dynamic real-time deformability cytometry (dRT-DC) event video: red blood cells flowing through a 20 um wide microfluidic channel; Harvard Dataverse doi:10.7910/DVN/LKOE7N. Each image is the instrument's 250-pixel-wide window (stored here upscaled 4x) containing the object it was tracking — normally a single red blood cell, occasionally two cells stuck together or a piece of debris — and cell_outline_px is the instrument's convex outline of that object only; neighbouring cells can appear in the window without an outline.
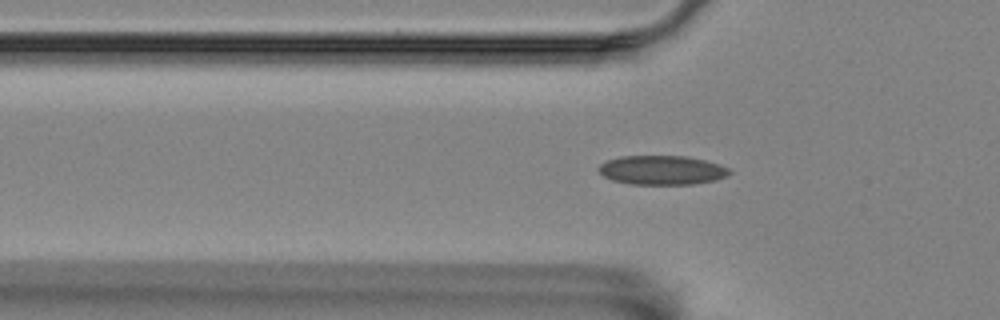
{"species": "Egyptian fruit bat (a non-hibernating species)", "species_latin": "Rousettus aegyptiacus", "temperature_condition": "room temperature", "stored_images_in_passage": 39, "camera_frame_rate_fps": 3000, "um_per_image_px": 0.085, "animal": {"sex": "female"}, "frame": {"image": 1, "passage_image": 7, "time_ms": 2.0, "image_size_px": [1000, 320], "cell_outline_px": [[732, 172], [716, 180], [692, 184], [632, 184], [612, 180], [604, 176], [596, 168], [600, 164], [608, 160], [620, 156], [684, 156], [704, 160], [728, 168]], "centroid_in_image_um": [56.22, 14.46], "position_along_channel_um": 69.6, "area_um2": 22.02}}
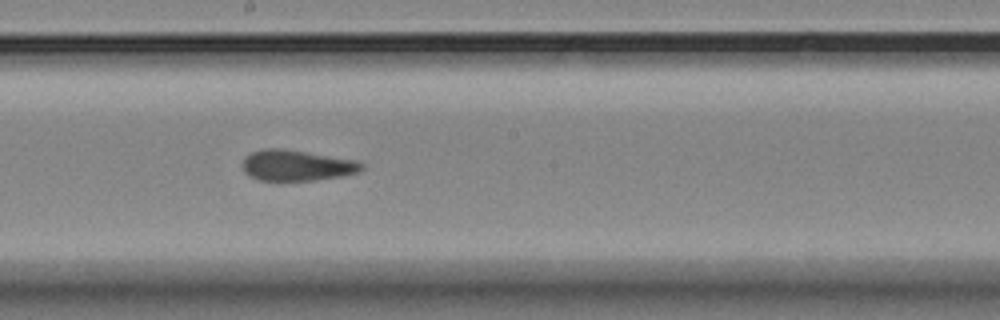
{"frame": {"image": 2, "passage_image": 20, "time_ms": 6.333, "image_size_px": [1000, 320], "cell_outline_px": [[364, 168], [360, 172], [340, 176], [316, 180], [260, 180], [248, 176], [244, 172], [244, 156], [252, 152], [264, 148], [280, 148], [356, 160], [364, 164]], "centroid_in_image_um": [25.23, 14.06], "position_along_channel_um": 223.0, "area_um2": 21.27}}
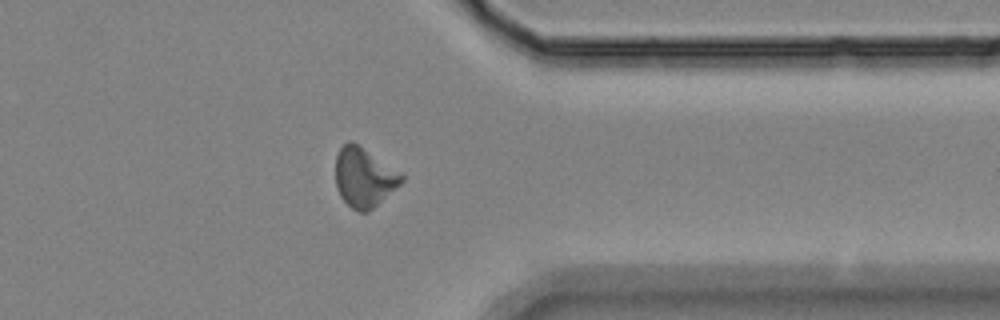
{"frame": {"image": 3, "passage_image": 34, "time_ms": 11.0, "image_size_px": [1000, 320], "cell_outline_px": [[404, 180], [400, 184], [368, 212], [360, 212], [352, 208], [340, 196], [336, 188], [336, 156], [340, 148], [348, 140], [352, 140], [404, 176]], "centroid_in_image_um": [30.91, 15.08], "position_along_channel_um": 380.5, "area_um2": 22.37}}